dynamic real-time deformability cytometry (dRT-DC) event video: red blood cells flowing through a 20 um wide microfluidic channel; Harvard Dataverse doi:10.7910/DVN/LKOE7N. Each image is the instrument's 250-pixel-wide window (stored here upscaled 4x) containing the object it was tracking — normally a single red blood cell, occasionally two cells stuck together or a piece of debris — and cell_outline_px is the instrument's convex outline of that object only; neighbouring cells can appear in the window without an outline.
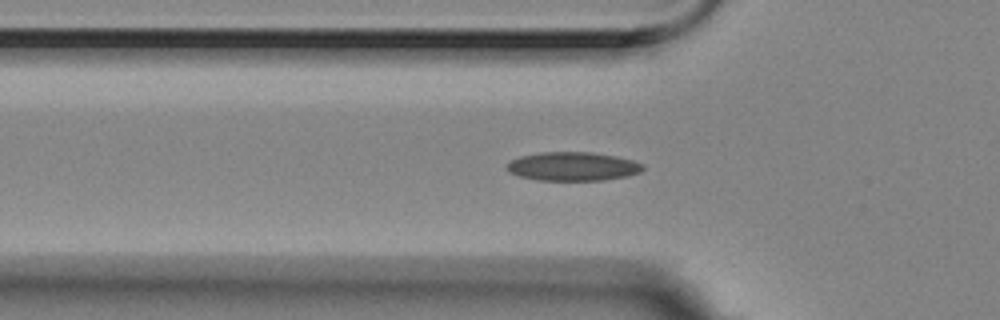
{"species": "Egyptian fruit bat (a non-hibernating species)", "species_latin": "Rousettus aegyptiacus", "temperature_condition": "room temperature", "stored_images_in_passage": 42, "segment_of_instrument_passage": [1, 2], "camera_frame_rate_fps": 3000, "um_per_image_px": 0.085, "animal": {"sex": "female"}, "frame": {"image": 1, "passage_image": 3, "time_ms": 0.667, "image_size_px": [1000, 320], "cell_outline_px": [[644, 168], [640, 172], [628, 176], [604, 180], [540, 180], [520, 176], [508, 172], [504, 168], [512, 160], [520, 156], [540, 152], [592, 152], [616, 156], [632, 160], [644, 164]], "centroid_in_image_um": [48.7, 14.14], "position_along_channel_um": 77.1, "area_um2": 22.83}}
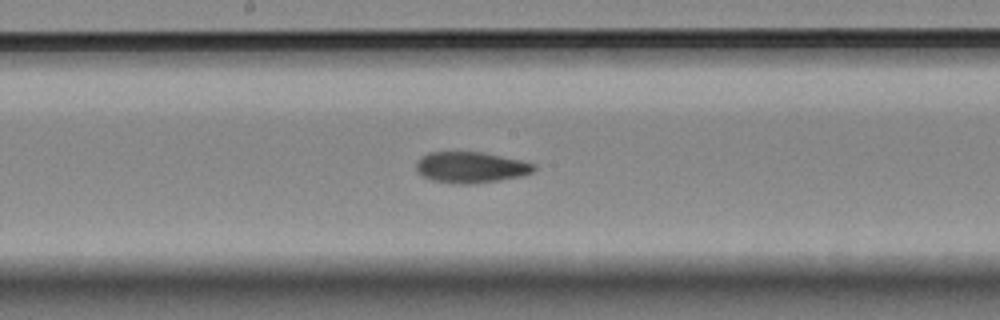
{"frame": {"image": 2, "passage_image": 14, "time_ms": 4.333, "image_size_px": [1000, 320], "cell_outline_px": [[536, 168], [532, 172], [520, 176], [500, 180], [472, 184], [452, 184], [432, 180], [416, 172], [416, 160], [420, 156], [428, 152], [480, 152], [520, 160], [536, 164]], "centroid_in_image_um": [39.97, 14.23], "position_along_channel_um": 208.2, "area_um2": 21.39}}
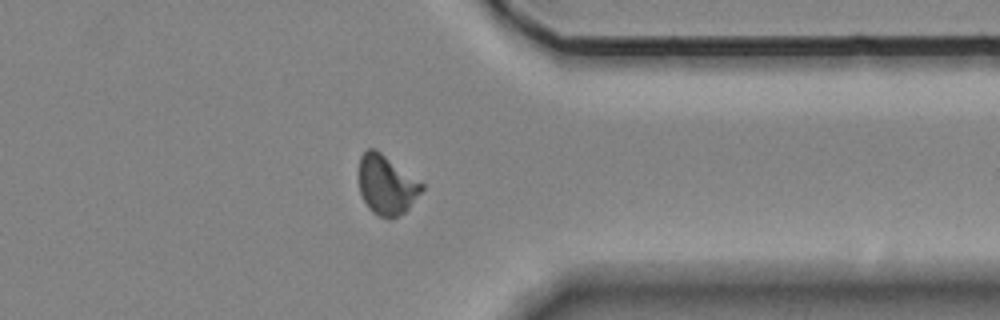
{"frame": {"image": 3, "passage_image": 29, "time_ms": 9.333, "image_size_px": [1000, 320], "cell_outline_px": [[424, 188], [408, 208], [404, 212], [392, 220], [388, 220], [372, 212], [368, 208], [360, 192], [360, 156], [368, 148], [376, 148], [424, 184]], "centroid_in_image_um": [32.86, 15.72], "position_along_channel_um": 378.5, "area_um2": 21.73}}